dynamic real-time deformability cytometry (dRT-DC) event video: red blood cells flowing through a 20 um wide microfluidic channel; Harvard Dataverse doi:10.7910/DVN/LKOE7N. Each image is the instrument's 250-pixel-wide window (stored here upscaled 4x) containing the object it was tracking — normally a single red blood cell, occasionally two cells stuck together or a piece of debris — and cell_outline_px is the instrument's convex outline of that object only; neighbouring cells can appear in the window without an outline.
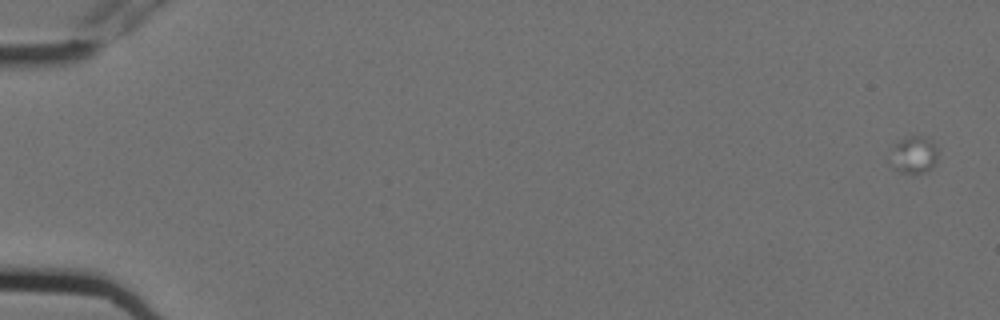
{"species": "Egyptian fruit bat (a non-hibernating species)", "species_latin": "Rousettus aegyptiacus", "temperature_condition": "cold", "stored_images_in_passage": 7, "segment_of_instrument_passage": [2, 2], "camera_frame_rate_fps": 3000, "um_per_image_px": 0.085, "animal": {"sex": "female"}, "frame": {"image": 1, "passage_image": 7, "time_ms": 2.0, "image_size_px": [1000, 320], "cell_outline_px": [[936, 164], [932, 168], [924, 172], [900, 172], [892, 168], [888, 164], [896, 144], [900, 140], [908, 136], [924, 136], [936, 148]], "centroid_in_image_um": [77.64, 13.18], "position_along_channel_um": 7.4, "area_um2": 10.06}}